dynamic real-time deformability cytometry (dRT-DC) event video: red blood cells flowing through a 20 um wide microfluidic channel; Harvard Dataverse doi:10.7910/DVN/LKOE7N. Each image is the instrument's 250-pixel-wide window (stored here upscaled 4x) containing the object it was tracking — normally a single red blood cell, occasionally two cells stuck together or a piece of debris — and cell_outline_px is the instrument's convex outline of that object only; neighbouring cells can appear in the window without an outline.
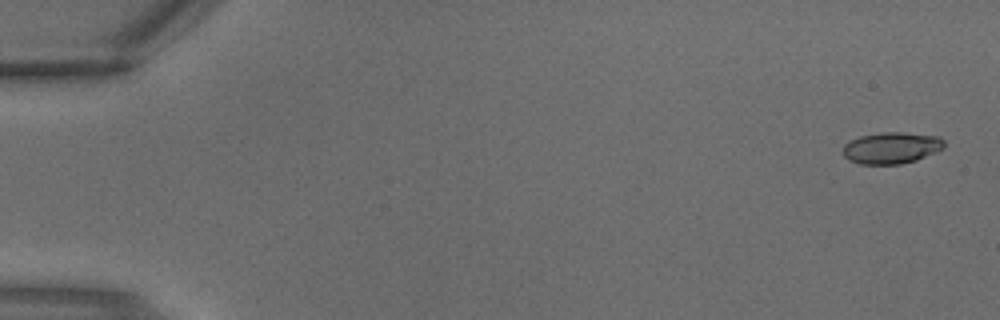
{"species": "common noctule bat (a hibernating species)", "species_latin": "Nyctalus noctula", "temperature_condition": "warm", "stored_images_in_passage": 3, "camera_frame_rate_fps": 3000, "um_per_image_px": 0.085, "animal": {"sex": "male", "body_mass_g": 18.8}, "frame": {"image": 1, "passage_image": 1, "time_ms": 0.0, "image_size_px": [1000, 320], "cell_outline_px": [[944, 148], [916, 160], [900, 164], [860, 164], [848, 160], [844, 156], [844, 144], [860, 136], [884, 132], [900, 132], [940, 136], [944, 140]], "centroid_in_image_um": [75.78, 12.57], "position_along_channel_um": 9.2, "area_um2": 18.5}}